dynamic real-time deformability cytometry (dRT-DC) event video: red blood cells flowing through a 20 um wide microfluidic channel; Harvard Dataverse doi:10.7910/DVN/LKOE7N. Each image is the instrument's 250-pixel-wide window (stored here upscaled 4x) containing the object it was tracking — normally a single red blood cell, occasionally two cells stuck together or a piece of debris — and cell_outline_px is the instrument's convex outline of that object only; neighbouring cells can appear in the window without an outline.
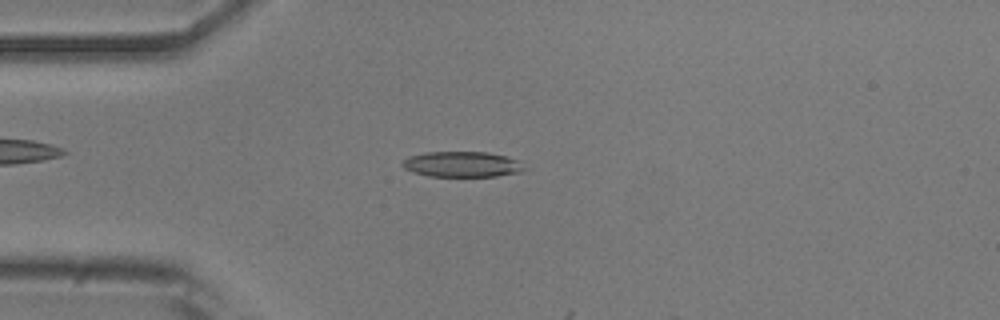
{"species": "common noctule bat (a hibernating species)", "species_latin": "Nyctalus noctula", "temperature_condition": "room temperature", "stored_images_in_passage": 7, "camera_frame_rate_fps": 3000, "um_per_image_px": 0.085, "animal": {"sex": "male", "body_mass_g": 20.5, "forearm_length_mm": 52.5}, "frame": {"image": 1, "passage_image": 5, "time_ms": 1.333, "image_size_px": [1000, 320], "cell_outline_px": [[528, 168], [524, 172], [496, 176], [428, 176], [412, 172], [404, 168], [400, 164], [408, 156], [424, 152], [488, 152], [508, 156], [520, 160]], "centroid_in_image_um": [39.34, 13.96], "position_along_channel_um": 45.7, "area_um2": 18.55}}